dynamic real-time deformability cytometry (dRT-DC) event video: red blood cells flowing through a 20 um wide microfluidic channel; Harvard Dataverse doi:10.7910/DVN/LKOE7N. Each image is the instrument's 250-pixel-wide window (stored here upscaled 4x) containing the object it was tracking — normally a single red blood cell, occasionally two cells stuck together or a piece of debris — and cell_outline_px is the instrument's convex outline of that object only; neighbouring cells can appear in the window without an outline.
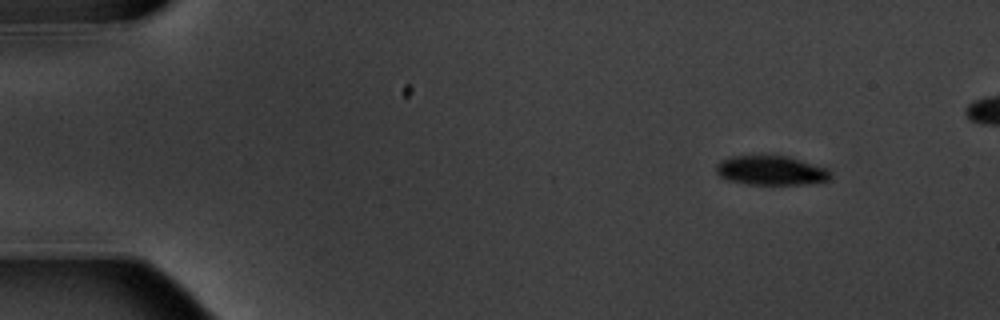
{"species": "common noctule bat (a hibernating species)", "species_latin": "Nyctalus noctula", "temperature_condition": "warm", "stored_images_in_passage": 5, "camera_frame_rate_fps": 3000, "um_per_image_px": 0.085, "animal": {"sex": "male", "body_mass_g": 20.1, "forearm_length_mm": 53.5}, "frame": {"image": 1, "passage_image": 1, "time_ms": 0.0, "image_size_px": [1000, 320], "cell_outline_px": [[832, 176], [828, 180], [808, 184], [748, 184], [728, 180], [720, 176], [716, 172], [716, 164], [720, 160], [732, 156], [788, 156], [828, 168], [832, 172]], "centroid_in_image_um": [65.56, 14.49], "position_along_channel_um": 19.4, "area_um2": 19.59}}